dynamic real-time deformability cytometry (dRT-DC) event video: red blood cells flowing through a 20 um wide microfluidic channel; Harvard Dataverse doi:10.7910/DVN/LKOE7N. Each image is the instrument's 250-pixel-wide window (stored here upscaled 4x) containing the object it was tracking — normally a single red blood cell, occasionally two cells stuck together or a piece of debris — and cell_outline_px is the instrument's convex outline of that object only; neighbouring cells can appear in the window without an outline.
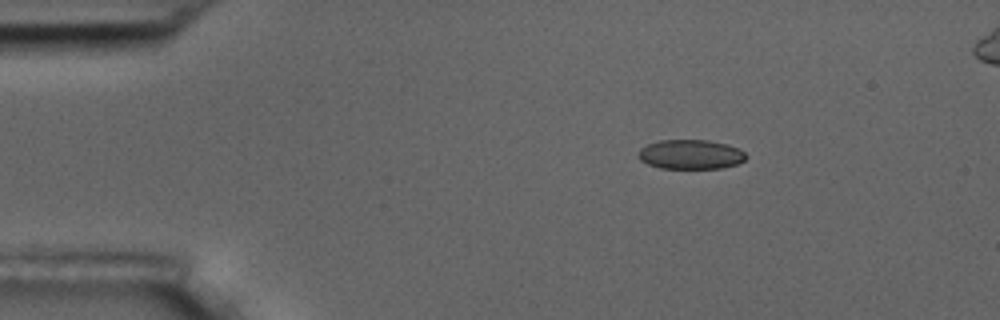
{"species": "common noctule bat (a hibernating species)", "species_latin": "Nyctalus noctula", "temperature_condition": "room temperature", "stored_images_in_passage": 4, "camera_frame_rate_fps": 3000, "um_per_image_px": 0.085, "animal": {"sex": "male", "body_mass_g": 17.5, "forearm_length_mm": 52.3}, "frame": {"image": 1, "passage_image": 1, "time_ms": 0.0, "image_size_px": [1000, 320], "cell_outline_px": [[748, 156], [744, 160], [736, 164], [720, 168], [660, 168], [648, 164], [640, 160], [636, 156], [636, 152], [640, 148], [648, 144], [660, 140], [708, 140], [728, 144], [740, 148]], "centroid_in_image_um": [58.68, 13.11], "position_along_channel_um": 26.3, "area_um2": 18.67}}